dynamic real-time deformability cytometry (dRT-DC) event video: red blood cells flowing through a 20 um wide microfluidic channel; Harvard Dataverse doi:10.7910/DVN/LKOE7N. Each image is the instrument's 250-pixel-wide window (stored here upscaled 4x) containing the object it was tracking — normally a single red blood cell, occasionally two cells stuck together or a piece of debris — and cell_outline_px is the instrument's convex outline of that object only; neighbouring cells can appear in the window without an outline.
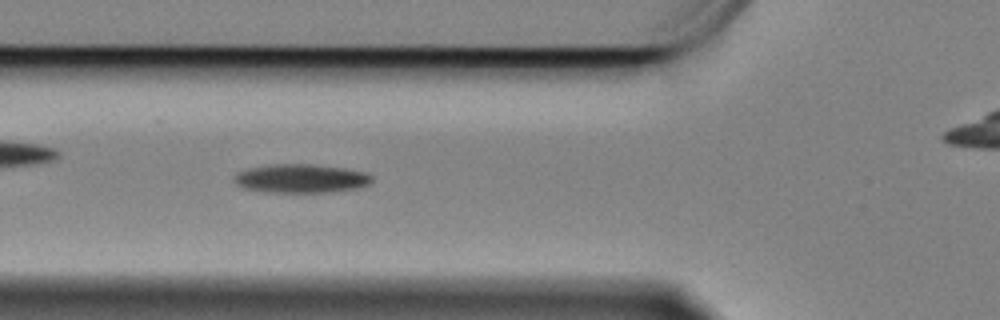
{"species": "Egyptian fruit bat (a non-hibernating species)", "species_latin": "Rousettus aegyptiacus", "temperature_condition": "cold", "stored_images_in_passage": 57, "camera_frame_rate_fps": 3000, "um_per_image_px": 0.085, "animal": {"sex": "female"}, "frame": {"image": 1, "passage_image": 20, "time_ms": 6.333, "image_size_px": [1000, 320], "cell_outline_px": [[372, 180], [368, 184], [360, 188], [332, 192], [260, 192], [244, 188], [236, 184], [232, 180], [232, 176], [236, 172], [248, 168], [272, 164], [312, 164], [344, 168], [364, 172], [372, 176]], "centroid_in_image_um": [25.53, 15.17], "position_along_channel_um": 100.3, "area_um2": 23.35}}
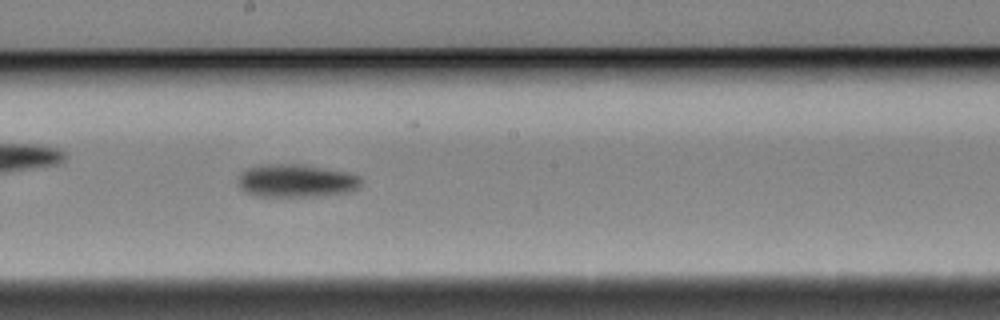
{"frame": {"image": 2, "passage_image": 31, "time_ms": 10.0, "image_size_px": [1000, 320], "cell_outline_px": [[360, 188], [352, 192], [324, 196], [256, 196], [244, 192], [240, 188], [240, 176], [248, 168], [272, 164], [300, 164], [348, 172], [360, 176]], "centroid_in_image_um": [25.26, 15.38], "position_along_channel_um": 222.9, "area_um2": 23.58}}
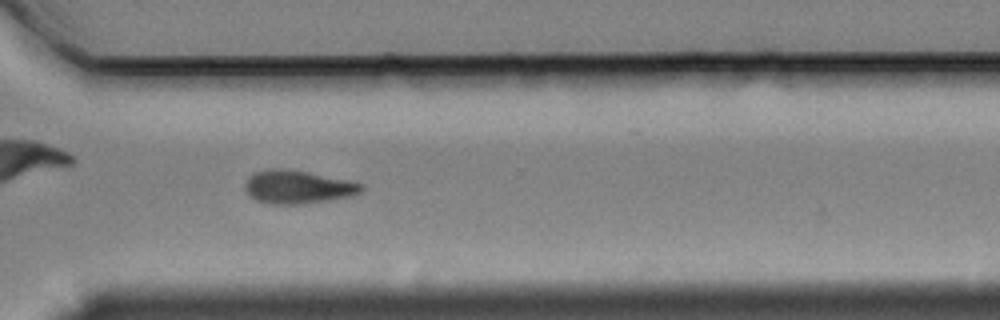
{"frame": {"image": 3, "passage_image": 42, "time_ms": 13.667, "image_size_px": [1000, 320], "cell_outline_px": [[364, 188], [360, 192], [352, 196], [332, 200], [304, 204], [272, 204], [256, 200], [244, 188], [244, 184], [248, 176], [252, 172], [268, 168], [280, 168], [308, 172], [364, 184]], "centroid_in_image_um": [25.29, 15.89], "position_along_channel_um": 345.3, "area_um2": 22.66}, "authors_computed_cell_mechanics": {"area_um2": 22.1952, "velocity_mm_per_s": 3.3398, "shape_relaxation_time_tau1_ms": 3.537, "shape_relaxation_time_tau2_ms": null, "deformation_change_tau1": 0.1229, "deformation_change_tau2": null}}